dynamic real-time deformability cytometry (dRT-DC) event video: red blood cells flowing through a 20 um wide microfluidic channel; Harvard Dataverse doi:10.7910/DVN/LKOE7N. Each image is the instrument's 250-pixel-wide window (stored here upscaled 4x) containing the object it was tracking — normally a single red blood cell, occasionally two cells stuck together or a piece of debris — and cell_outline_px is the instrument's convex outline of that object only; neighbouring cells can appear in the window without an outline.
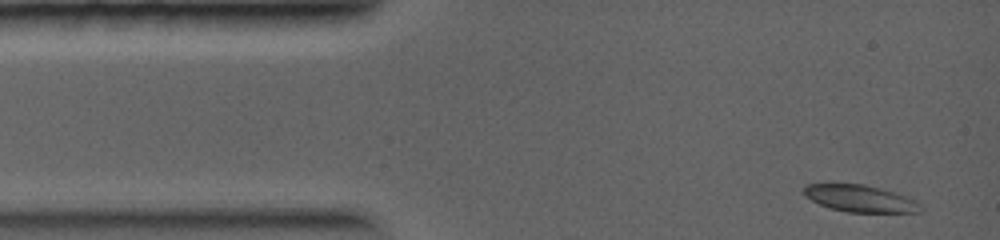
{"species": "common noctule bat (a hibernating species)", "species_latin": "Nyctalus noctula", "temperature_condition": "warm", "stored_images_in_passage": 13, "camera_frame_rate_fps": 5000, "um_per_image_px": 0.085, "animal": {"sex": "female", "body_mass_g": 19.0, "forearm_length_mm": 56.7}, "frame": {"image": 1, "passage_image": 1, "time_ms": 0.0, "image_size_px": [1000, 240], "cell_outline_px": [[924, 208], [920, 212], [848, 212], [828, 208], [804, 196], [800, 188], [804, 184], [864, 184], [880, 188], [904, 196], [912, 200]], "centroid_in_image_um": [73.01, 16.87], "position_along_channel_um": 12.0, "area_um2": 18.21}}
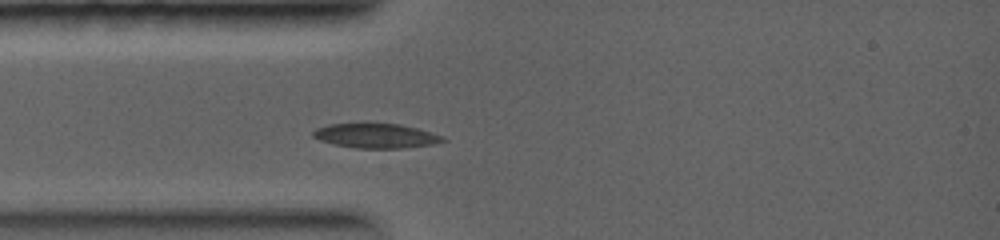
{"frame": {"image": 2, "passage_image": 6, "time_ms": 2.0, "image_size_px": [1000, 240], "cell_outline_px": [[448, 140], [432, 144], [404, 148], [356, 148], [332, 144], [320, 140], [312, 136], [312, 132], [316, 128], [328, 124], [364, 120], [400, 124], [416, 128], [444, 136]], "centroid_in_image_um": [31.89, 11.49], "position_along_channel_um": 53.1, "area_um2": 19.48}}
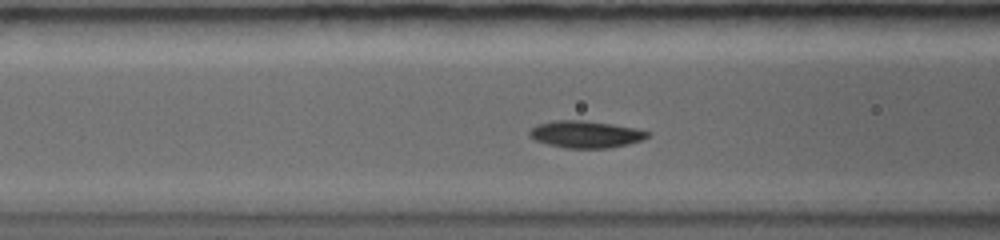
{"frame": {"image": 3, "passage_image": 9, "time_ms": 3.2, "image_size_px": [1000, 240], "cell_outline_px": [[648, 136], [640, 140], [628, 144], [608, 148], [564, 148], [548, 144], [536, 140], [528, 136], [528, 132], [536, 124], [556, 120], [584, 120], [612, 124], [636, 128], [648, 132]], "centroid_in_image_um": [49.73, 11.41], "position_along_channel_um": 116.9, "area_um2": 18.5}}